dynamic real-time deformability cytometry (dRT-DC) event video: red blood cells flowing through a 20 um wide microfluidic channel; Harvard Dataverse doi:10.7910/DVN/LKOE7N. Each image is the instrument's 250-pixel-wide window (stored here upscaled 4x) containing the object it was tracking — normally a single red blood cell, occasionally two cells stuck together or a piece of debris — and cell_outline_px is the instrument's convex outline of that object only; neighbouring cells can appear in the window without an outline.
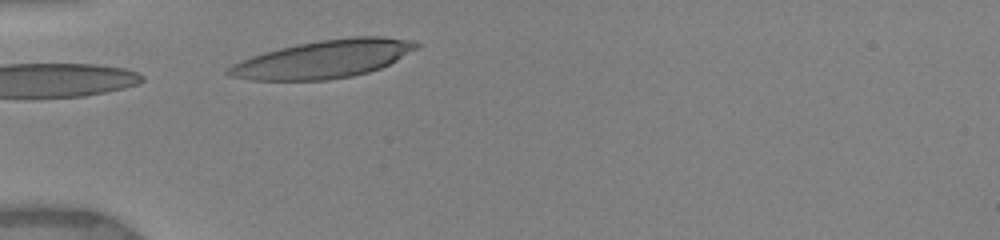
{"species": "human", "species_latin": "Homo sapiens", "temperature_condition": "warm", "stored_images_in_passage": 9, "camera_frame_rate_fps": 3000, "um_per_image_px": 0.085, "donor": {"sex": "female"}, "frame": {"image": 1, "passage_image": 3, "time_ms": 1.0, "image_size_px": [1000, 240], "cell_outline_px": [[420, 48], [380, 68], [368, 72], [352, 76], [328, 80], [252, 80], [228, 76], [224, 72], [224, 68], [240, 60], [264, 52], [296, 44], [320, 40], [352, 36], [384, 36], [412, 40], [420, 44]], "centroid_in_image_um": [27.49, 5.02], "position_along_channel_um": 57.5, "area_um2": 41.79}}
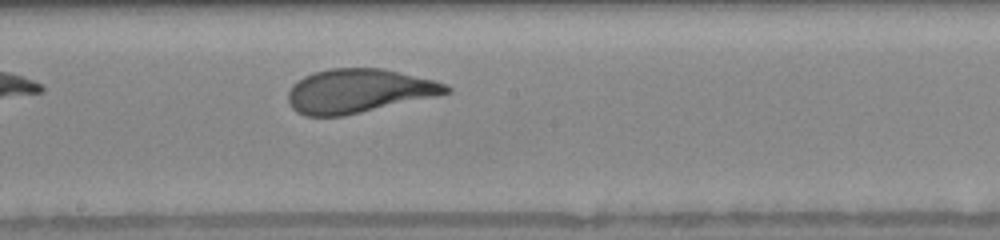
{"frame": {"image": 2, "passage_image": 8, "time_ms": 5.333, "image_size_px": [1000, 240], "cell_outline_px": [[452, 92], [436, 96], [344, 116], [304, 116], [296, 112], [292, 108], [288, 100], [288, 92], [292, 84], [304, 76], [312, 72], [328, 68], [384, 68], [448, 84], [452, 88]], "centroid_in_image_um": [30.47, 7.73], "position_along_channel_um": 217.7, "area_um2": 40.63}}